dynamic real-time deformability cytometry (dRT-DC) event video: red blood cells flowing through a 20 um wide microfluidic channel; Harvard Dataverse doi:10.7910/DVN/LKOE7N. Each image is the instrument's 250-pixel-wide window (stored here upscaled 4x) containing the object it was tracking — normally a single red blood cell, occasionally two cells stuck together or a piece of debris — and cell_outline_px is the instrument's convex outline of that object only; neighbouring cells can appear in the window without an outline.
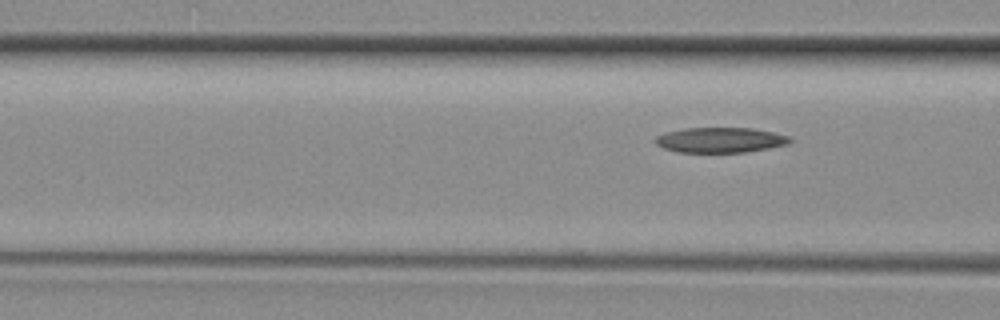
{"species": "common noctule bat (a hibernating species)", "species_latin": "Nyctalus noctula", "temperature_condition": "room temperature", "stored_images_in_passage": 4, "camera_frame_rate_fps": 3000, "um_per_image_px": 0.085, "animal": {"sex": "female", "body_mass_g": 29.2, "forearm_length_mm": 56.3}, "frame": {"image": 1, "passage_image": 4, "time_ms": 1.0, "image_size_px": [1000, 320], "cell_outline_px": [[792, 140], [788, 144], [748, 152], [676, 152], [664, 148], [656, 144], [656, 136], [664, 132], [684, 128], [752, 128], [792, 136]], "centroid_in_image_um": [61.24, 11.9], "position_along_channel_um": 105.4, "area_um2": 19.83}}